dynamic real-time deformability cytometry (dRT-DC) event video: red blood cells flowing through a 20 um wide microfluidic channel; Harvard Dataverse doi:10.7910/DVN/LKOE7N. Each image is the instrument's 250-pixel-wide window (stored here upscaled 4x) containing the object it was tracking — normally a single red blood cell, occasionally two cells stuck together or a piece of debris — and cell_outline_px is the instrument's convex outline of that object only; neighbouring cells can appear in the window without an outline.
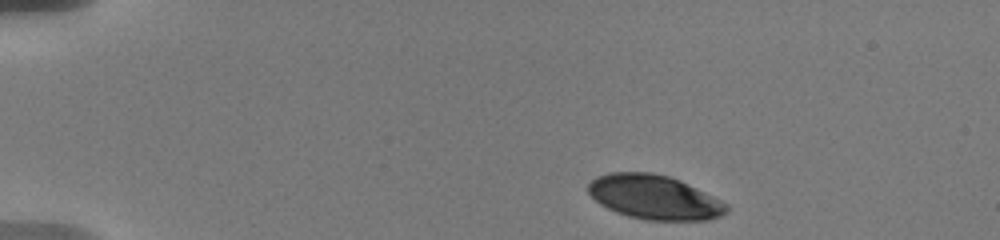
{"species": "human", "species_latin": "Homo sapiens", "temperature_condition": "warm", "stored_images_in_passage": 41, "camera_frame_rate_fps": 3000, "um_per_image_px": 0.085, "donor": {"sex": "male"}, "frame": {"image": 1, "passage_image": 1, "time_ms": 0.0, "image_size_px": [1000, 240], "cell_outline_px": [[728, 212], [720, 216], [708, 220], [644, 220], [628, 216], [616, 212], [600, 204], [588, 192], [588, 184], [596, 176], [608, 172], [652, 172], [668, 176], [680, 180], [728, 204]], "centroid_in_image_um": [55.61, 16.76], "position_along_channel_um": 29.4, "area_um2": 35.66}}
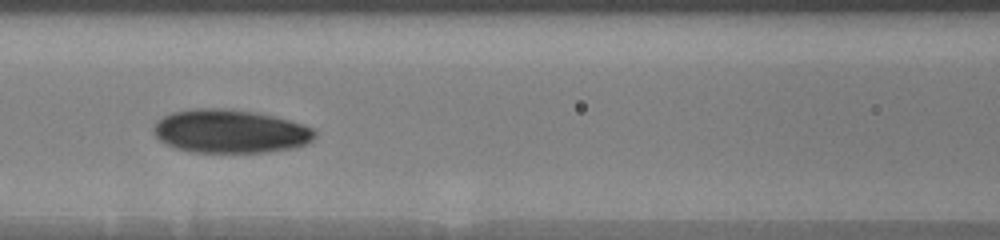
{"frame": {"image": 2, "passage_image": 16, "time_ms": 5.667, "image_size_px": [1000, 240], "cell_outline_px": [[316, 136], [312, 140], [304, 144], [292, 148], [264, 152], [192, 152], [176, 148], [160, 140], [152, 132], [152, 128], [164, 116], [172, 112], [192, 108], [228, 108], [276, 116], [316, 128]], "centroid_in_image_um": [19.58, 11.15], "position_along_channel_um": 147.0, "area_um2": 40.86}}
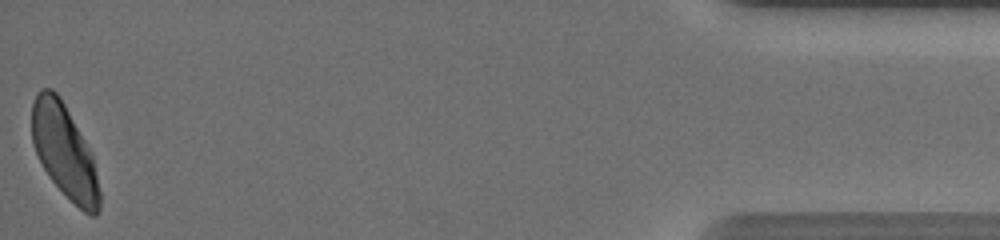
{"frame": {"image": 3, "passage_image": 41, "time_ms": 15.667, "image_size_px": [1000, 240], "cell_outline_px": [[100, 212], [96, 216], [92, 216], [84, 212], [48, 176], [36, 152], [32, 140], [32, 104], [36, 92], [40, 88], [52, 88], [60, 96], [92, 152], [100, 192]], "centroid_in_image_um": [5.49, 12.83], "position_along_channel_um": 429.7, "area_um2": 36.7}, "authors_computed_cell_mechanics": {"area_um2": 38.6682, "velocity_mm_per_s": 3.5935, "shape_relaxation_time_tau1_ms": 4.291, "shape_relaxation_time_tau2_ms": 1.8733, "deformation_change_tau1": 0.1415, "deformation_change_tau2": 0.0551}}